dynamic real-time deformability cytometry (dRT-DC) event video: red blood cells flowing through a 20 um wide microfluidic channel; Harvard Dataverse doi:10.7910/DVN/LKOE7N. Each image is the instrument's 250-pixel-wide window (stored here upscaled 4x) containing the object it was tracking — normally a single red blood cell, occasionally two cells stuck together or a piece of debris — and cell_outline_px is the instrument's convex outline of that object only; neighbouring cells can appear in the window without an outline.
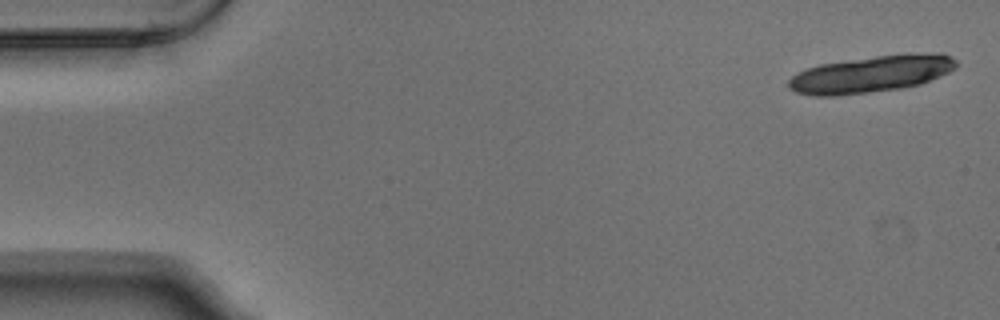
{"species": "Egyptian fruit bat (a non-hibernating species)", "species_latin": "Rousettus aegyptiacus", "temperature_condition": "warm", "stored_images_in_passage": 5, "camera_frame_rate_fps": 3000, "um_per_image_px": 0.085, "animal": {"sex": "male"}, "frame": {"image": 1, "passage_image": 1, "time_ms": 0.0, "image_size_px": [1000, 320], "cell_outline_px": [[956, 68], [940, 76], [920, 84], [900, 88], [840, 96], [816, 96], [796, 92], [788, 88], [788, 80], [792, 76], [808, 68], [820, 64], [876, 56], [908, 52], [944, 52], [952, 56], [956, 60]], "centroid_in_image_um": [74.1, 6.28], "position_along_channel_um": 10.9, "area_um2": 36.24}}